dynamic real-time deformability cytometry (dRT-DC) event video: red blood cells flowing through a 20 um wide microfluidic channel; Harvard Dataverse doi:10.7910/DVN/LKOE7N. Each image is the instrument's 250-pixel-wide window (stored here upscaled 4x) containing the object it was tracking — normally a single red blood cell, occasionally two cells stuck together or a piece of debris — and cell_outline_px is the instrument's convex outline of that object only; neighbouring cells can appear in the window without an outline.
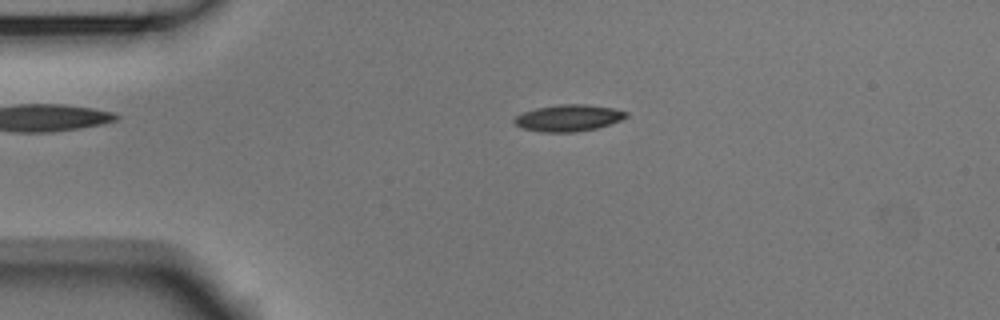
{"species": "Egyptian fruit bat (a non-hibernating species)", "species_latin": "Rousettus aegyptiacus", "temperature_condition": "room temperature", "stored_images_in_passage": 53, "camera_frame_rate_fps": 3000, "um_per_image_px": 0.085, "animal": {"sex": "male"}, "frame": {"image": 1, "passage_image": 11, "time_ms": 3.333, "image_size_px": [1000, 320], "cell_outline_px": [[628, 116], [620, 120], [596, 128], [576, 132], [540, 132], [520, 128], [512, 120], [516, 116], [524, 112], [536, 108], [560, 104], [588, 104], [612, 108], [628, 112]], "centroid_in_image_um": [48.29, 10.03], "position_along_channel_um": 36.7, "area_um2": 17.34}}
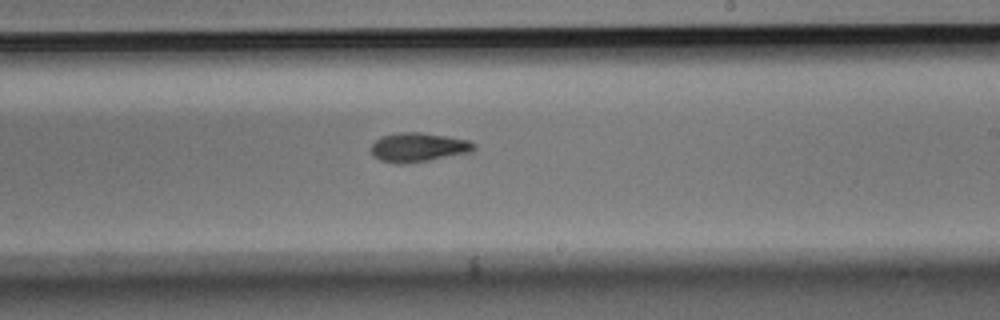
{"frame": {"image": 2, "passage_image": 31, "time_ms": 10.0, "image_size_px": [1000, 320], "cell_outline_px": [[476, 148], [472, 152], [428, 160], [404, 164], [400, 164], [380, 160], [372, 156], [368, 148], [380, 136], [400, 132], [420, 132], [468, 140], [476, 144]], "centroid_in_image_um": [35.51, 12.52], "position_along_channel_um": 253.5, "area_um2": 17.57}}
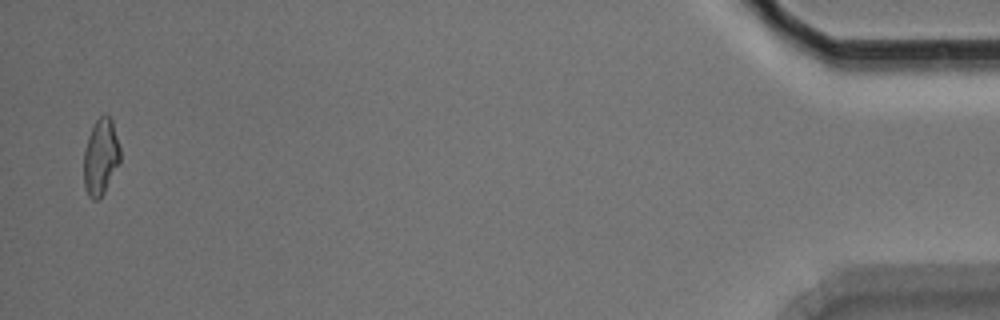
{"frame": {"image": 3, "passage_image": 52, "time_ms": 17.0, "image_size_px": [1000, 320], "cell_outline_px": [[120, 160], [104, 192], [96, 200], [92, 200], [88, 196], [84, 188], [84, 148], [88, 136], [96, 120], [100, 116], [108, 116], [112, 120], [120, 148]], "centroid_in_image_um": [8.54, 13.35], "position_along_channel_um": 426.7, "area_um2": 15.95}, "authors_computed_cell_mechanics": {"area_um2": 16.8198, "velocity_mm_per_s": 3.7399, "shape_relaxation_time_tau1_ms": 4.9151, "shape_relaxation_time_tau2_ms": 8.9113, "deformation_change_tau1": 0.1607, "deformation_change_tau2": 0.1495}}